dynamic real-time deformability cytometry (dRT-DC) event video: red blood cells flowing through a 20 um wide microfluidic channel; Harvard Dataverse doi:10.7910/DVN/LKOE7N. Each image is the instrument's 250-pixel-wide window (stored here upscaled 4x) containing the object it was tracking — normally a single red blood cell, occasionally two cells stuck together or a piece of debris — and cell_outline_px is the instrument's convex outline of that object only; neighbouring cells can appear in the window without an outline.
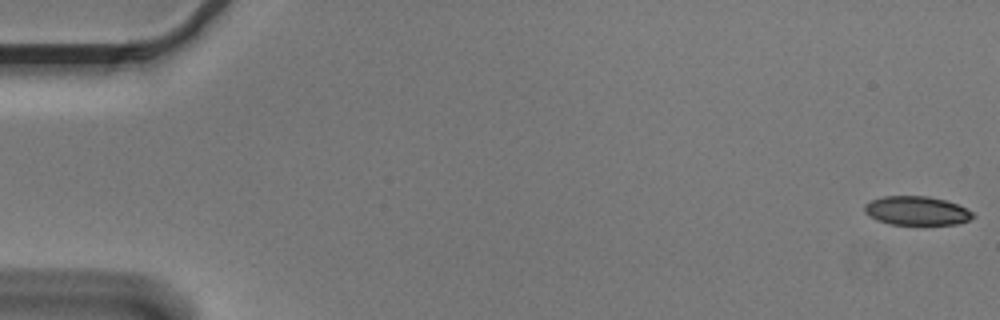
{"species": "Egyptian fruit bat (a non-hibernating species)", "species_latin": "Rousettus aegyptiacus", "temperature_condition": "cold", "stored_images_in_passage": 54, "camera_frame_rate_fps": 3000, "um_per_image_px": 0.085, "animal": {"sex": "male"}, "frame": {"image": 1, "passage_image": 1, "time_ms": 0.0, "image_size_px": [1000, 320], "cell_outline_px": [[976, 216], [968, 220], [956, 224], [892, 224], [876, 220], [864, 212], [864, 204], [872, 200], [884, 196], [928, 196], [944, 200], [956, 204], [972, 212]], "centroid_in_image_um": [77.89, 17.91], "position_along_channel_um": 7.1, "area_um2": 18.03}}
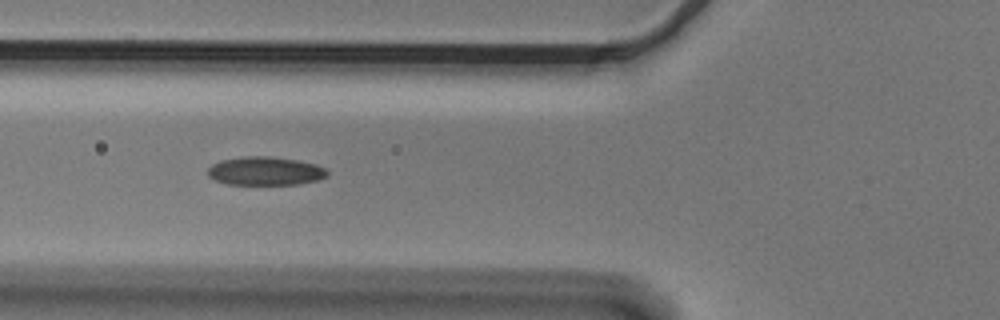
{"frame": {"image": 2, "passage_image": 21, "time_ms": 6.667, "image_size_px": [1000, 320], "cell_outline_px": [[328, 176], [316, 180], [296, 184], [228, 184], [216, 180], [208, 176], [208, 168], [212, 164], [220, 160], [240, 156], [272, 156], [296, 160], [316, 164], [324, 168], [328, 172]], "centroid_in_image_um": [22.52, 14.52], "position_along_channel_um": 103.3, "area_um2": 19.83}}
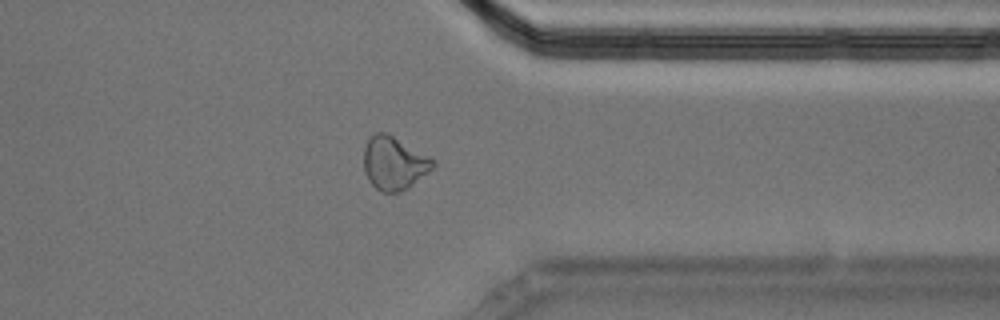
{"frame": {"image": 3, "passage_image": 44, "time_ms": 14.333, "image_size_px": [1000, 320], "cell_outline_px": [[436, 164], [428, 172], [412, 184], [400, 192], [380, 192], [368, 180], [364, 172], [364, 148], [368, 140], [376, 132], [384, 132], [432, 156], [436, 160]], "centroid_in_image_um": [33.5, 13.87], "position_along_channel_um": 377.9, "area_um2": 21.39}}